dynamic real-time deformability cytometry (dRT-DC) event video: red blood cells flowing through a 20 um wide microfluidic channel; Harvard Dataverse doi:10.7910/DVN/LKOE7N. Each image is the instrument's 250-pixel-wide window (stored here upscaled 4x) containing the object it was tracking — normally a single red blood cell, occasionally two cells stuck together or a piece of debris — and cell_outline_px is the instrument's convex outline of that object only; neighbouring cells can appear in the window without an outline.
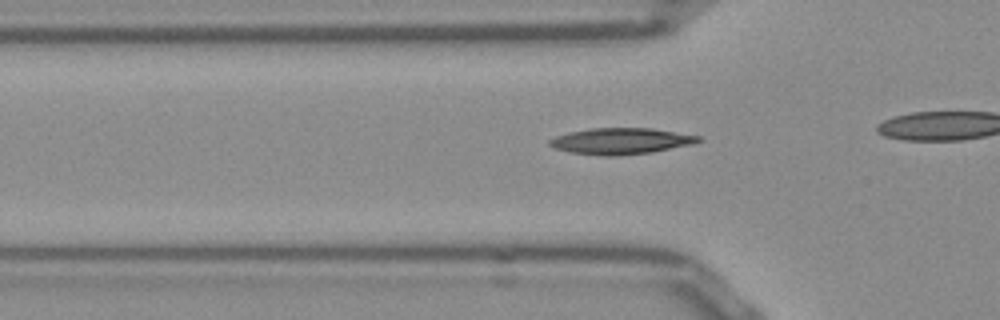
{"species": "Egyptian fruit bat (a non-hibernating species)", "species_latin": "Rousettus aegyptiacus", "temperature_condition": "room temperature", "stored_images_in_passage": 34, "camera_frame_rate_fps": 3000, "um_per_image_px": 0.085, "frame": {"image": 1, "passage_image": 10, "time_ms": 3.0, "image_size_px": [1000, 320], "cell_outline_px": [[704, 140], [692, 144], [652, 152], [616, 156], [600, 156], [568, 152], [556, 148], [548, 144], [548, 140], [556, 136], [568, 132], [592, 128], [652, 128], [700, 136]], "centroid_in_image_um": [52.77, 11.99], "position_along_channel_um": 73.0, "area_um2": 22.83}}